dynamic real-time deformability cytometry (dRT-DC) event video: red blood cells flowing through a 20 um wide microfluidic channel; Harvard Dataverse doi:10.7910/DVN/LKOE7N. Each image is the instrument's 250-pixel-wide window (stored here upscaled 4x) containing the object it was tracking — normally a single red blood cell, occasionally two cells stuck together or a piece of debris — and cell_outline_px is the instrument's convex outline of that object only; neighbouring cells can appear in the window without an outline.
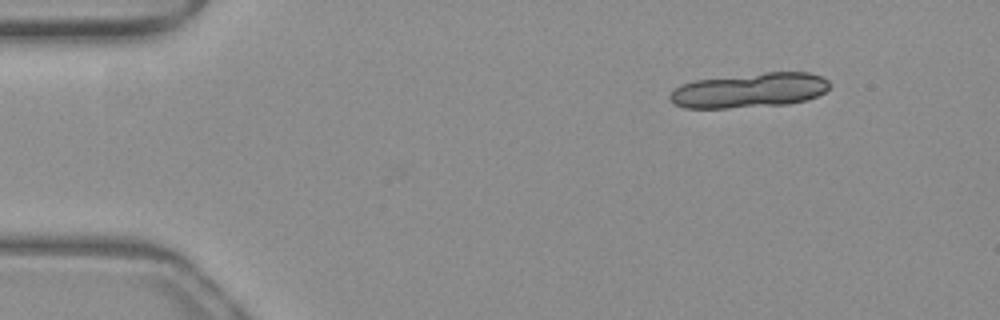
{"species": "common noctule bat (a hibernating species)", "species_latin": "Nyctalus noctula", "temperature_condition": "warm", "stored_images_in_passage": 2, "camera_frame_rate_fps": 3000, "um_per_image_px": 0.085, "animal": {"sex": "female", "body_mass_g": 19.3, "forearm_length_mm": 54.1}, "frame": {"image": 1, "passage_image": 2, "time_ms": 0.333, "image_size_px": [1000, 320], "cell_outline_px": [[832, 84], [824, 92], [816, 96], [804, 100], [788, 104], [728, 108], [684, 108], [676, 104], [668, 96], [676, 88], [684, 84], [696, 80], [764, 72], [808, 72], [820, 76], [828, 80]], "centroid_in_image_um": [63.74, 7.67], "position_along_channel_um": 21.3, "area_um2": 32.08}}